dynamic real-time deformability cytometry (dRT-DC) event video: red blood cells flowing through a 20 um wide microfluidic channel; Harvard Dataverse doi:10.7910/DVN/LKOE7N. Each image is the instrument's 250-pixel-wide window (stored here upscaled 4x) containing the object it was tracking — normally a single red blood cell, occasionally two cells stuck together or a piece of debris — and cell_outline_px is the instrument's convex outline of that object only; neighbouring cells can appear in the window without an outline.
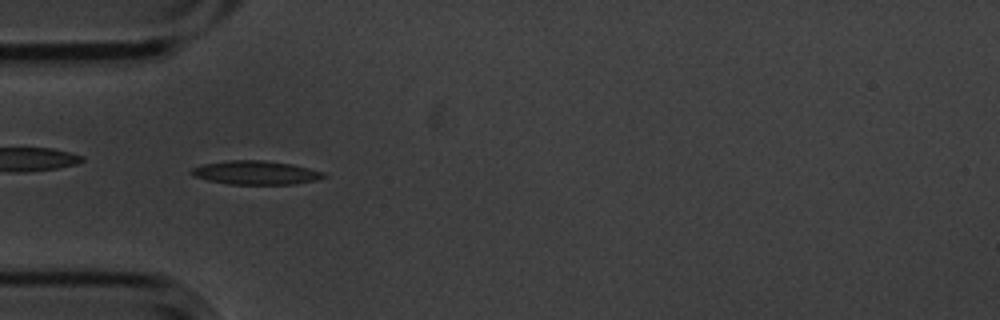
{"species": "common noctule bat (a hibernating species)", "species_latin": "Nyctalus noctula", "temperature_condition": "cold", "stored_images_in_passage": 51, "camera_frame_rate_fps": 3000, "um_per_image_px": 0.085, "animal": {"sex": "male", "body_mass_g": 20.1, "forearm_length_mm": 53.5}, "frame": {"image": 1, "passage_image": 13, "time_ms": 4.0, "image_size_px": [1000, 320], "cell_outline_px": [[324, 176], [316, 180], [296, 184], [228, 184], [208, 180], [192, 176], [188, 172], [192, 168], [200, 164], [228, 160], [264, 160], [292, 164], [324, 172]], "centroid_in_image_um": [21.67, 14.67], "position_along_channel_um": 63.3, "area_um2": 18.38}}
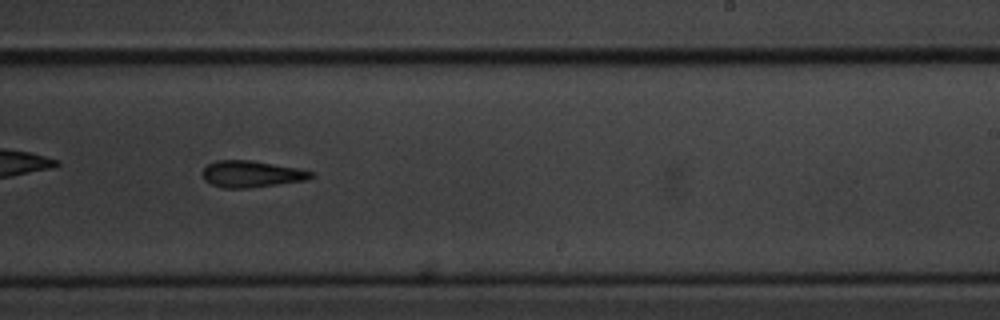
{"frame": {"image": 2, "passage_image": 30, "time_ms": 9.667, "image_size_px": [1000, 320], "cell_outline_px": [[316, 176], [304, 180], [248, 188], [220, 188], [204, 180], [200, 172], [208, 164], [216, 160], [252, 160], [300, 168], [312, 172]], "centroid_in_image_um": [21.34, 14.78], "position_along_channel_um": 267.7, "area_um2": 16.94}}
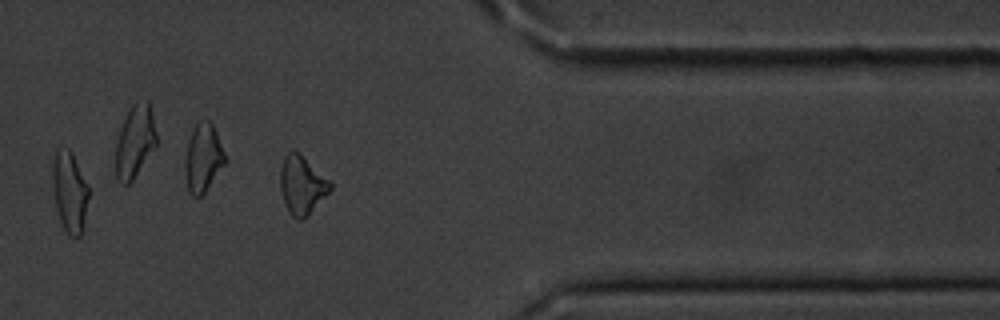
{"frame": {"image": 3, "passage_image": 41, "time_ms": 13.333, "image_size_px": [1000, 320], "cell_outline_px": [[332, 188], [308, 216], [300, 220], [296, 220], [288, 212], [280, 188], [280, 168], [284, 156], [292, 148], [300, 152], [332, 184]], "centroid_in_image_um": [25.64, 15.71], "position_along_channel_um": 385.8, "area_um2": 17.05}, "authors_computed_cell_mechanics": {"area_um2": 17.1666, "velocity_mm_per_s": 3.6207, "shape_relaxation_time_tau1_ms": 3.4512, "shape_relaxation_time_tau2_ms": 11.3997, "deformation_change_tau1": 0.1469, "deformation_change_tau2": 0.261}}